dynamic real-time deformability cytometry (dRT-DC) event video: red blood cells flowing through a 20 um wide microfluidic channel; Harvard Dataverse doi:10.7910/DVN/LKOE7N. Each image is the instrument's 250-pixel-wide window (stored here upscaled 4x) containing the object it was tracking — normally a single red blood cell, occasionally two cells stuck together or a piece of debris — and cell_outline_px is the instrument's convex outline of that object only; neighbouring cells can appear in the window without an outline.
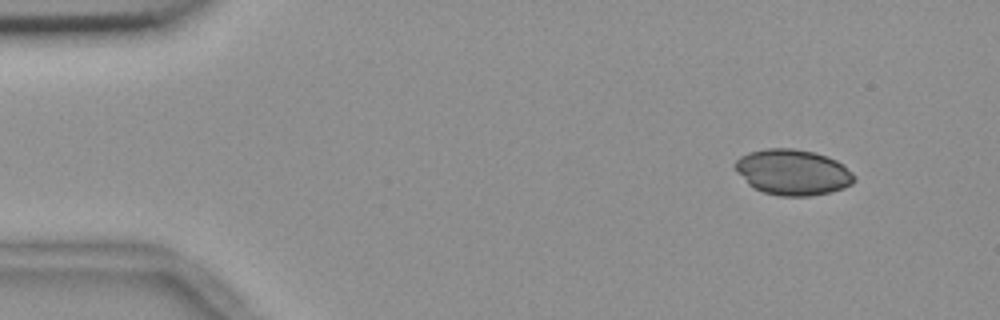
{"species": "common noctule bat (a hibernating species)", "species_latin": "Nyctalus noctula", "temperature_condition": "room temperature", "stored_images_in_passage": 6, "camera_frame_rate_fps": 3000, "um_per_image_px": 0.085, "animal": {"sex": "female", "body_mass_g": 18.4}, "frame": {"image": 1, "passage_image": 2, "time_ms": 0.333, "image_size_px": [1000, 320], "cell_outline_px": [[856, 180], [852, 184], [844, 188], [832, 192], [808, 196], [780, 196], [764, 192], [748, 184], [732, 164], [740, 156], [748, 152], [768, 148], [792, 148], [812, 152], [828, 156], [836, 160], [852, 172], [856, 176]], "centroid_in_image_um": [67.4, 14.64], "position_along_channel_um": 17.6, "area_um2": 31.73}}